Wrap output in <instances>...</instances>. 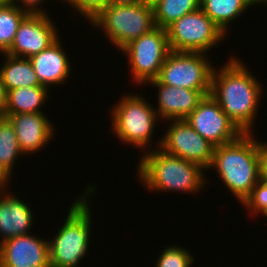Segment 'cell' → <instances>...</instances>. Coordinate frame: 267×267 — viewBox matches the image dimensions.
<instances>
[{
  "mask_svg": "<svg viewBox=\"0 0 267 267\" xmlns=\"http://www.w3.org/2000/svg\"><path fill=\"white\" fill-rule=\"evenodd\" d=\"M221 69H213L210 95L243 133H252L261 85L238 58H231Z\"/></svg>",
  "mask_w": 267,
  "mask_h": 267,
  "instance_id": "6da1fadb",
  "label": "cell"
},
{
  "mask_svg": "<svg viewBox=\"0 0 267 267\" xmlns=\"http://www.w3.org/2000/svg\"><path fill=\"white\" fill-rule=\"evenodd\" d=\"M213 167L243 203L260 180L258 140L251 133H243L232 142L214 147L210 168Z\"/></svg>",
  "mask_w": 267,
  "mask_h": 267,
  "instance_id": "7a4b0ae2",
  "label": "cell"
},
{
  "mask_svg": "<svg viewBox=\"0 0 267 267\" xmlns=\"http://www.w3.org/2000/svg\"><path fill=\"white\" fill-rule=\"evenodd\" d=\"M204 168L194 162L170 155L158 148L145 153L138 173L149 190L199 192L205 183Z\"/></svg>",
  "mask_w": 267,
  "mask_h": 267,
  "instance_id": "3957f363",
  "label": "cell"
},
{
  "mask_svg": "<svg viewBox=\"0 0 267 267\" xmlns=\"http://www.w3.org/2000/svg\"><path fill=\"white\" fill-rule=\"evenodd\" d=\"M94 189L93 186L87 187L86 197L85 194L81 195V199L72 204L55 239L49 241L51 267H76L85 256L91 232V209L87 194H92Z\"/></svg>",
  "mask_w": 267,
  "mask_h": 267,
  "instance_id": "277c9868",
  "label": "cell"
},
{
  "mask_svg": "<svg viewBox=\"0 0 267 267\" xmlns=\"http://www.w3.org/2000/svg\"><path fill=\"white\" fill-rule=\"evenodd\" d=\"M90 22L120 50L155 27L153 7L142 2L108 4Z\"/></svg>",
  "mask_w": 267,
  "mask_h": 267,
  "instance_id": "5b68a950",
  "label": "cell"
},
{
  "mask_svg": "<svg viewBox=\"0 0 267 267\" xmlns=\"http://www.w3.org/2000/svg\"><path fill=\"white\" fill-rule=\"evenodd\" d=\"M140 96L126 95L112 109V127L120 140L134 146H147L152 140L158 114L147 100ZM147 102V103H146Z\"/></svg>",
  "mask_w": 267,
  "mask_h": 267,
  "instance_id": "8992f818",
  "label": "cell"
},
{
  "mask_svg": "<svg viewBox=\"0 0 267 267\" xmlns=\"http://www.w3.org/2000/svg\"><path fill=\"white\" fill-rule=\"evenodd\" d=\"M171 51L206 53L225 33L201 8L187 13L166 28Z\"/></svg>",
  "mask_w": 267,
  "mask_h": 267,
  "instance_id": "52a82bcc",
  "label": "cell"
},
{
  "mask_svg": "<svg viewBox=\"0 0 267 267\" xmlns=\"http://www.w3.org/2000/svg\"><path fill=\"white\" fill-rule=\"evenodd\" d=\"M201 52L170 51L155 79L168 86L211 90L213 66Z\"/></svg>",
  "mask_w": 267,
  "mask_h": 267,
  "instance_id": "ba28073f",
  "label": "cell"
},
{
  "mask_svg": "<svg viewBox=\"0 0 267 267\" xmlns=\"http://www.w3.org/2000/svg\"><path fill=\"white\" fill-rule=\"evenodd\" d=\"M129 58L131 73L137 83H149L159 71L171 51L166 29L155 26L149 32L129 42L121 49Z\"/></svg>",
  "mask_w": 267,
  "mask_h": 267,
  "instance_id": "9c48e42d",
  "label": "cell"
},
{
  "mask_svg": "<svg viewBox=\"0 0 267 267\" xmlns=\"http://www.w3.org/2000/svg\"><path fill=\"white\" fill-rule=\"evenodd\" d=\"M185 120L214 147L232 142L243 134L210 94L200 100Z\"/></svg>",
  "mask_w": 267,
  "mask_h": 267,
  "instance_id": "30bf717a",
  "label": "cell"
},
{
  "mask_svg": "<svg viewBox=\"0 0 267 267\" xmlns=\"http://www.w3.org/2000/svg\"><path fill=\"white\" fill-rule=\"evenodd\" d=\"M173 124L159 142L160 149L170 155L209 169L213 160L214 146L200 136L185 119L173 120Z\"/></svg>",
  "mask_w": 267,
  "mask_h": 267,
  "instance_id": "8fae6325",
  "label": "cell"
},
{
  "mask_svg": "<svg viewBox=\"0 0 267 267\" xmlns=\"http://www.w3.org/2000/svg\"><path fill=\"white\" fill-rule=\"evenodd\" d=\"M47 14H28L20 23L10 49L14 57L31 58L58 39L57 29Z\"/></svg>",
  "mask_w": 267,
  "mask_h": 267,
  "instance_id": "7c38bea8",
  "label": "cell"
},
{
  "mask_svg": "<svg viewBox=\"0 0 267 267\" xmlns=\"http://www.w3.org/2000/svg\"><path fill=\"white\" fill-rule=\"evenodd\" d=\"M0 267H51L49 241L26 234L0 243Z\"/></svg>",
  "mask_w": 267,
  "mask_h": 267,
  "instance_id": "4fadbf2b",
  "label": "cell"
},
{
  "mask_svg": "<svg viewBox=\"0 0 267 267\" xmlns=\"http://www.w3.org/2000/svg\"><path fill=\"white\" fill-rule=\"evenodd\" d=\"M158 88V117L165 120H181L188 117L197 107L200 100L210 94V90H192L168 86L158 83L156 80L149 81Z\"/></svg>",
  "mask_w": 267,
  "mask_h": 267,
  "instance_id": "5bb4252c",
  "label": "cell"
},
{
  "mask_svg": "<svg viewBox=\"0 0 267 267\" xmlns=\"http://www.w3.org/2000/svg\"><path fill=\"white\" fill-rule=\"evenodd\" d=\"M4 117L12 123L20 150L24 155L39 151L52 138L53 125L42 112L19 113Z\"/></svg>",
  "mask_w": 267,
  "mask_h": 267,
  "instance_id": "9a60e30c",
  "label": "cell"
},
{
  "mask_svg": "<svg viewBox=\"0 0 267 267\" xmlns=\"http://www.w3.org/2000/svg\"><path fill=\"white\" fill-rule=\"evenodd\" d=\"M63 50L58 38L48 48L29 58L41 85L48 89L50 84L64 83L70 74V63Z\"/></svg>",
  "mask_w": 267,
  "mask_h": 267,
  "instance_id": "2e32d148",
  "label": "cell"
},
{
  "mask_svg": "<svg viewBox=\"0 0 267 267\" xmlns=\"http://www.w3.org/2000/svg\"><path fill=\"white\" fill-rule=\"evenodd\" d=\"M0 196V243L20 235L30 234L33 215L26 203L9 193ZM5 194V196H4Z\"/></svg>",
  "mask_w": 267,
  "mask_h": 267,
  "instance_id": "e0dca14e",
  "label": "cell"
},
{
  "mask_svg": "<svg viewBox=\"0 0 267 267\" xmlns=\"http://www.w3.org/2000/svg\"><path fill=\"white\" fill-rule=\"evenodd\" d=\"M6 61L0 69V77L6 91L19 87L42 86L29 58L14 57L4 53Z\"/></svg>",
  "mask_w": 267,
  "mask_h": 267,
  "instance_id": "ac0fdd59",
  "label": "cell"
},
{
  "mask_svg": "<svg viewBox=\"0 0 267 267\" xmlns=\"http://www.w3.org/2000/svg\"><path fill=\"white\" fill-rule=\"evenodd\" d=\"M48 97V88L44 86L19 87L7 91V106L4 115L19 113H39L41 104Z\"/></svg>",
  "mask_w": 267,
  "mask_h": 267,
  "instance_id": "d6986e66",
  "label": "cell"
},
{
  "mask_svg": "<svg viewBox=\"0 0 267 267\" xmlns=\"http://www.w3.org/2000/svg\"><path fill=\"white\" fill-rule=\"evenodd\" d=\"M253 0H200L201 10L225 33L228 23L236 20Z\"/></svg>",
  "mask_w": 267,
  "mask_h": 267,
  "instance_id": "ffe728a7",
  "label": "cell"
},
{
  "mask_svg": "<svg viewBox=\"0 0 267 267\" xmlns=\"http://www.w3.org/2000/svg\"><path fill=\"white\" fill-rule=\"evenodd\" d=\"M200 8V0H161L153 6L155 26L166 29L182 16Z\"/></svg>",
  "mask_w": 267,
  "mask_h": 267,
  "instance_id": "44dd1931",
  "label": "cell"
},
{
  "mask_svg": "<svg viewBox=\"0 0 267 267\" xmlns=\"http://www.w3.org/2000/svg\"><path fill=\"white\" fill-rule=\"evenodd\" d=\"M27 15L21 5L13 2L0 6V53L10 49L19 25Z\"/></svg>",
  "mask_w": 267,
  "mask_h": 267,
  "instance_id": "7402d4cb",
  "label": "cell"
},
{
  "mask_svg": "<svg viewBox=\"0 0 267 267\" xmlns=\"http://www.w3.org/2000/svg\"><path fill=\"white\" fill-rule=\"evenodd\" d=\"M23 155L12 123L6 117H0V164L11 175L17 155Z\"/></svg>",
  "mask_w": 267,
  "mask_h": 267,
  "instance_id": "603a6c76",
  "label": "cell"
},
{
  "mask_svg": "<svg viewBox=\"0 0 267 267\" xmlns=\"http://www.w3.org/2000/svg\"><path fill=\"white\" fill-rule=\"evenodd\" d=\"M193 259V256L186 249L178 246L166 247L155 267H190Z\"/></svg>",
  "mask_w": 267,
  "mask_h": 267,
  "instance_id": "cb8c5ba5",
  "label": "cell"
},
{
  "mask_svg": "<svg viewBox=\"0 0 267 267\" xmlns=\"http://www.w3.org/2000/svg\"><path fill=\"white\" fill-rule=\"evenodd\" d=\"M243 204L250 213L262 212L264 214L267 211V182L260 179Z\"/></svg>",
  "mask_w": 267,
  "mask_h": 267,
  "instance_id": "d4e9b609",
  "label": "cell"
},
{
  "mask_svg": "<svg viewBox=\"0 0 267 267\" xmlns=\"http://www.w3.org/2000/svg\"><path fill=\"white\" fill-rule=\"evenodd\" d=\"M65 1L73 5L82 15H85L86 19L89 21L106 7L109 2V0H64V2Z\"/></svg>",
  "mask_w": 267,
  "mask_h": 267,
  "instance_id": "484cf974",
  "label": "cell"
},
{
  "mask_svg": "<svg viewBox=\"0 0 267 267\" xmlns=\"http://www.w3.org/2000/svg\"><path fill=\"white\" fill-rule=\"evenodd\" d=\"M260 158V179L267 182V142H258Z\"/></svg>",
  "mask_w": 267,
  "mask_h": 267,
  "instance_id": "4316f807",
  "label": "cell"
},
{
  "mask_svg": "<svg viewBox=\"0 0 267 267\" xmlns=\"http://www.w3.org/2000/svg\"><path fill=\"white\" fill-rule=\"evenodd\" d=\"M13 3H17V0H12ZM16 1V2H15ZM22 1V5H25V9L24 11L27 12L28 14H46L45 11L39 9V7L37 8V6H39L38 4H42L41 2L43 0H19ZM63 1V0H62Z\"/></svg>",
  "mask_w": 267,
  "mask_h": 267,
  "instance_id": "83f0119b",
  "label": "cell"
},
{
  "mask_svg": "<svg viewBox=\"0 0 267 267\" xmlns=\"http://www.w3.org/2000/svg\"><path fill=\"white\" fill-rule=\"evenodd\" d=\"M7 106V91L0 77V117H4Z\"/></svg>",
  "mask_w": 267,
  "mask_h": 267,
  "instance_id": "f1b7e54d",
  "label": "cell"
},
{
  "mask_svg": "<svg viewBox=\"0 0 267 267\" xmlns=\"http://www.w3.org/2000/svg\"><path fill=\"white\" fill-rule=\"evenodd\" d=\"M10 174L3 168V166L0 164V193L4 191V188L6 184L8 183V180H10ZM3 189V191H2ZM1 195V194H0Z\"/></svg>",
  "mask_w": 267,
  "mask_h": 267,
  "instance_id": "f546056e",
  "label": "cell"
},
{
  "mask_svg": "<svg viewBox=\"0 0 267 267\" xmlns=\"http://www.w3.org/2000/svg\"><path fill=\"white\" fill-rule=\"evenodd\" d=\"M142 0H109L108 4H133V3H140Z\"/></svg>",
  "mask_w": 267,
  "mask_h": 267,
  "instance_id": "4dcf8cb0",
  "label": "cell"
},
{
  "mask_svg": "<svg viewBox=\"0 0 267 267\" xmlns=\"http://www.w3.org/2000/svg\"><path fill=\"white\" fill-rule=\"evenodd\" d=\"M159 1L161 0H142V3L153 7L154 5H156Z\"/></svg>",
  "mask_w": 267,
  "mask_h": 267,
  "instance_id": "1f68e13d",
  "label": "cell"
},
{
  "mask_svg": "<svg viewBox=\"0 0 267 267\" xmlns=\"http://www.w3.org/2000/svg\"><path fill=\"white\" fill-rule=\"evenodd\" d=\"M13 2L12 0H0V6H5Z\"/></svg>",
  "mask_w": 267,
  "mask_h": 267,
  "instance_id": "d6a6232c",
  "label": "cell"
},
{
  "mask_svg": "<svg viewBox=\"0 0 267 267\" xmlns=\"http://www.w3.org/2000/svg\"><path fill=\"white\" fill-rule=\"evenodd\" d=\"M255 4H259V3H263V4H266L267 3V0H253Z\"/></svg>",
  "mask_w": 267,
  "mask_h": 267,
  "instance_id": "836d02e7",
  "label": "cell"
}]
</instances>
